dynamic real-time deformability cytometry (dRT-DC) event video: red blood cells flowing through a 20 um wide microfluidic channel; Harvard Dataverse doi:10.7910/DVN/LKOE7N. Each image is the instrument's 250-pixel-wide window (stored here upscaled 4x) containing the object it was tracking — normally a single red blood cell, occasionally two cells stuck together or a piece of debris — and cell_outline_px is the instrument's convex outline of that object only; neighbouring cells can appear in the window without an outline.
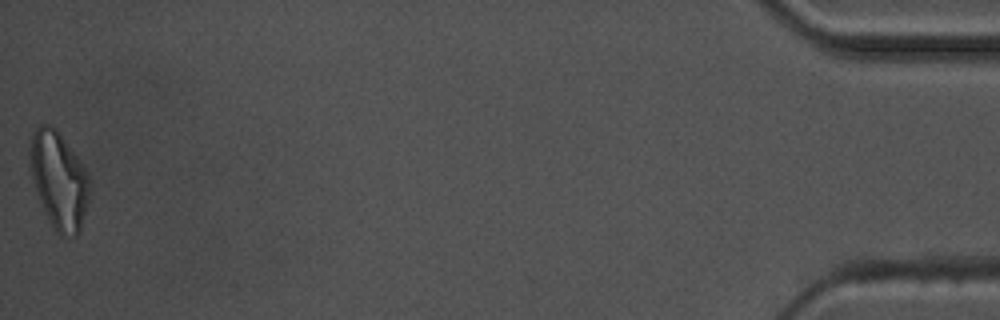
{"species": "common noctule bat (a hibernating species)", "species_latin": "Nyctalus noctula", "temperature_condition": "warm", "stored_images_in_passage": 41, "camera_frame_rate_fps": 3000, "um_per_image_px": 0.085, "animal": {"sex": "male", "body_mass_g": 17.5, "forearm_length_mm": 52.3}, "frame": {"image": 1, "passage_image": 41, "time_ms": 13.333, "image_size_px": [1000, 320], "cell_outline_px": [[88, 200], [80, 232], [76, 236], [60, 236], [56, 232], [44, 212], [28, 164], [28, 152], [32, 132], [40, 124], [52, 124], [56, 128], [88, 176]], "centroid_in_image_um": [4.95, 15.32], "position_along_channel_um": 430.2, "area_um2": 33.23}, "authors_computed_cell_mechanics": {"area_um2": 22.1374, "velocity_mm_per_s": 3.5853, "shape_relaxation_time_tau1_ms": 6.3406, "shape_relaxation_time_tau2_ms": 2.7495, "deformation_change_tau1": 0.2025, "deformation_change_tau2": 0.127}}